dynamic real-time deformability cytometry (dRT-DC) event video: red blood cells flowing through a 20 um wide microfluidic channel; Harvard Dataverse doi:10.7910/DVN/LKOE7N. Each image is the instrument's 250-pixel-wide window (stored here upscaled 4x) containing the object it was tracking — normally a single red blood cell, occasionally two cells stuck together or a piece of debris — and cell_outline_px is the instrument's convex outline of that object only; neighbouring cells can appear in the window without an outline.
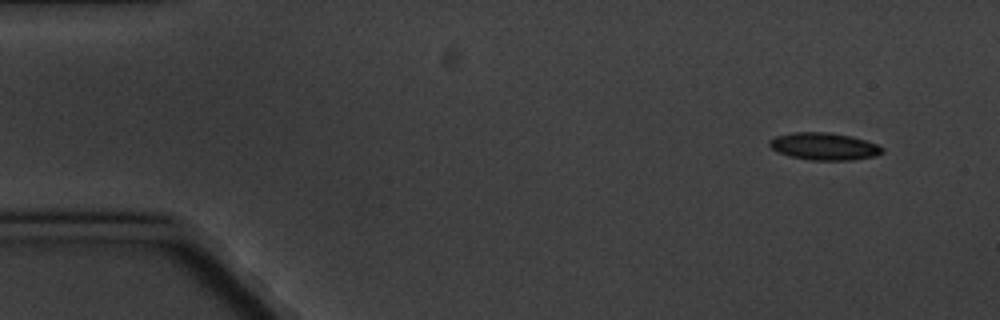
{"species": "common noctule bat (a hibernating species)", "species_latin": "Nyctalus noctula", "temperature_condition": "cold", "stored_images_in_passage": 4, "camera_frame_rate_fps": 3000, "um_per_image_px": 0.085, "animal": {"sex": "male", "body_mass_g": 20.1, "forearm_length_mm": 53.5}, "frame": {"image": 1, "passage_image": 1, "time_ms": 0.0, "image_size_px": [1000, 320], "cell_outline_px": [[884, 152], [876, 156], [852, 160], [812, 160], [788, 156], [776, 152], [768, 144], [768, 140], [776, 136], [792, 132], [828, 132], [852, 136], [876, 144], [884, 148]], "centroid_in_image_um": [70.03, 12.44], "position_along_channel_um": 15.0, "area_um2": 18.09}}